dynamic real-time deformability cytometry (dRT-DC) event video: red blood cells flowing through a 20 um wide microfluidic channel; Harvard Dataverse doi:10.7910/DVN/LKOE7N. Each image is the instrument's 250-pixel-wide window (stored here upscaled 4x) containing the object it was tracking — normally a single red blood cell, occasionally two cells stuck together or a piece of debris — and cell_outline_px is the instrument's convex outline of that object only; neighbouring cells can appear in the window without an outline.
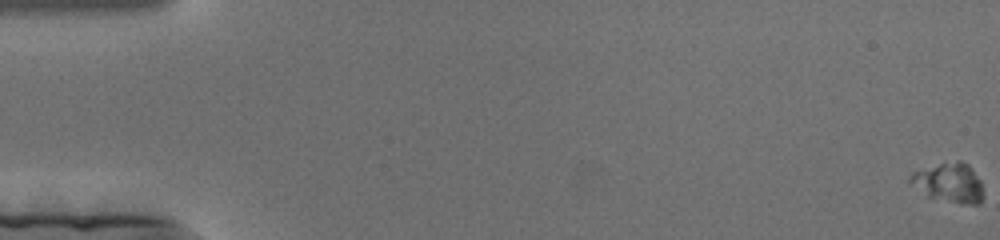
{"species": "human", "species_latin": "Homo sapiens", "temperature_condition": "cold", "stored_images_in_passage": 185, "camera_frame_rate_fps": 3000, "um_per_image_px": 0.085, "donor": {"sex": "female"}, "frame": {"image": 1, "passage_image": 1, "time_ms": 0.0, "image_size_px": [1000, 240], "cell_outline_px": [[984, 196], [980, 204], [960, 204], [928, 196], [908, 184], [908, 176], [912, 172], [940, 164], [956, 160], [960, 160], [968, 164], [972, 168], [980, 180]], "centroid_in_image_um": [80.67, 15.54], "position_along_channel_um": 4.3, "area_um2": 16.94}}
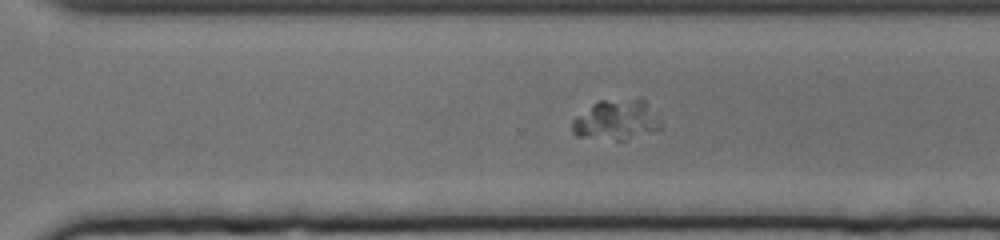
{"frame": {"image": 2, "passage_image": 132, "time_ms": 43.667, "image_size_px": [1000, 240], "cell_outline_px": [[664, 128], [624, 140], [616, 140], [576, 136], [572, 132], [572, 120], [592, 104], [600, 100], [640, 96], [660, 112]], "centroid_in_image_um": [52.51, 10.14], "position_along_channel_um": 318.1, "area_um2": 21.68}}
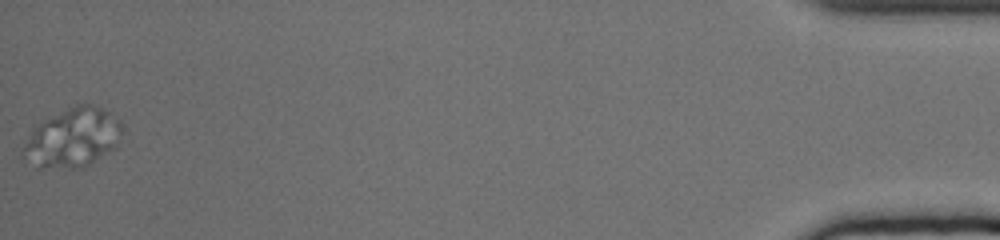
{"frame": {"image": 3, "passage_image": 185, "time_ms": 61.333, "image_size_px": [1000, 240], "cell_outline_px": [[124, 128], [120, 140], [116, 148], [88, 164], [80, 168], [36, 168], [20, 152], [32, 124], [76, 104], [92, 104], [108, 112], [120, 120], [124, 124]], "centroid_in_image_um": [6.15, 11.7], "position_along_channel_um": 429.0, "area_um2": 34.8}}